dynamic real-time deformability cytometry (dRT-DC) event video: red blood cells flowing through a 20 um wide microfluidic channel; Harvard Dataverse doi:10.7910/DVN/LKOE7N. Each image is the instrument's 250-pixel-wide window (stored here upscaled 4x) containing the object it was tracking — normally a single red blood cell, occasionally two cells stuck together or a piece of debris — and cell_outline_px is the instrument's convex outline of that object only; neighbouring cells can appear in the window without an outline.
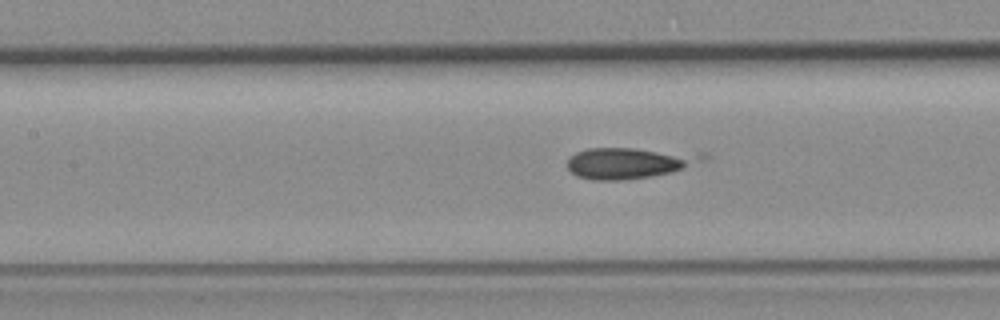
{"species": "common noctule bat (a hibernating species)", "species_latin": "Nyctalus noctula", "temperature_condition": "room temperature", "stored_images_in_passage": 12, "camera_frame_rate_fps": 3000, "um_per_image_px": 0.085, "animal": {"sex": "female", "body_mass_g": 19.3, "forearm_length_mm": 54.1}, "frame": {"image": 1, "passage_image": 10, "time_ms": 3.0, "image_size_px": [1000, 320], "cell_outline_px": [[684, 168], [672, 172], [652, 176], [624, 180], [592, 180], [576, 176], [568, 168], [568, 160], [576, 152], [588, 148], [632, 148], [672, 156], [684, 160]], "centroid_in_image_um": [52.82, 13.93], "position_along_channel_um": 154.6, "area_um2": 21.33}}